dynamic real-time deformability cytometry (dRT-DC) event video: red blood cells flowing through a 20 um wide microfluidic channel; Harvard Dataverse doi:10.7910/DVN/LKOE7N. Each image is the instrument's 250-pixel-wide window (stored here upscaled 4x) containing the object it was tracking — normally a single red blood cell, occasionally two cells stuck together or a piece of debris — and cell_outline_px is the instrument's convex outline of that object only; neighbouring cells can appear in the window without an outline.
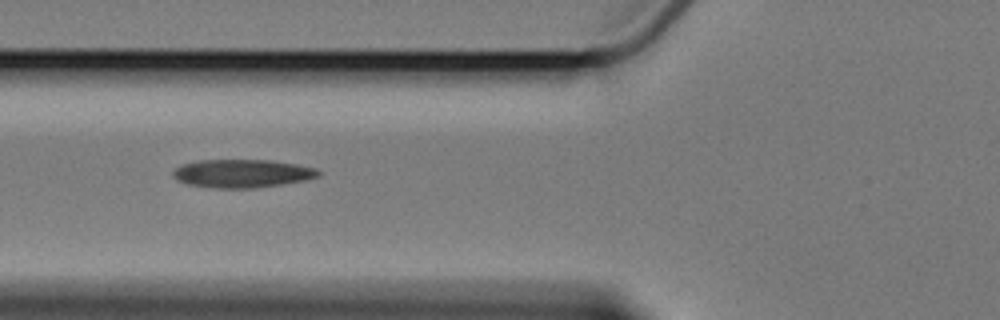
{"species": "Egyptian fruit bat (a non-hibernating species)", "species_latin": "Rousettus aegyptiacus", "temperature_condition": "cold", "stored_images_in_passage": 9, "camera_frame_rate_fps": 3000, "um_per_image_px": 0.085, "animal": {"sex": "female"}, "frame": {"image": 1, "passage_image": 4, "time_ms": 3.333, "image_size_px": [1000, 320], "cell_outline_px": [[324, 172], [320, 176], [308, 180], [256, 188], [220, 188], [188, 184], [176, 180], [172, 176], [172, 172], [180, 164], [200, 160], [272, 160], [296, 164], [316, 168]], "centroid_in_image_um": [20.63, 14.74], "position_along_channel_um": 105.2, "area_um2": 24.16}}
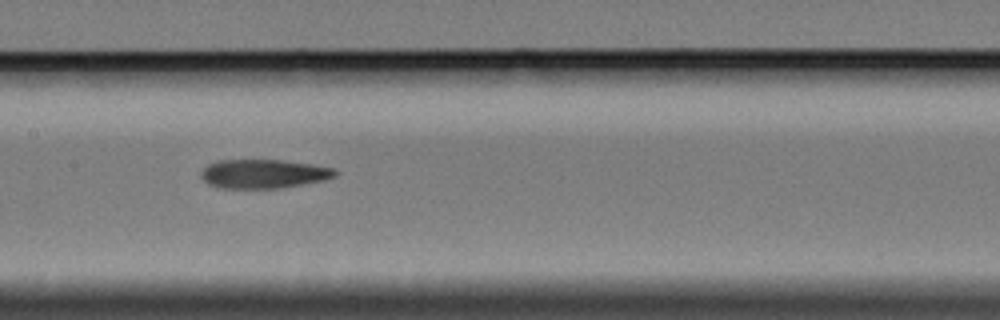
{"frame": {"image": 2, "passage_image": 6, "time_ms": 5.667, "image_size_px": [1000, 320], "cell_outline_px": [[340, 172], [336, 176], [324, 180], [280, 188], [220, 188], [208, 184], [200, 176], [200, 172], [208, 164], [216, 160], [284, 160], [312, 164], [336, 168]], "centroid_in_image_um": [22.42, 14.77], "position_along_channel_um": 185.0, "area_um2": 22.83}}
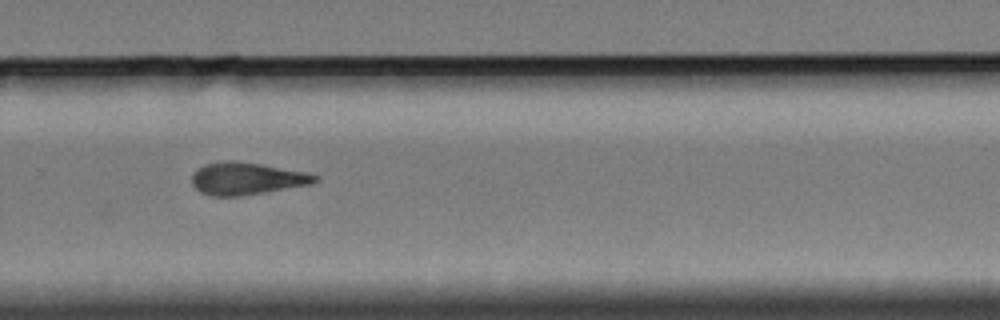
{"frame": {"image": 3, "passage_image": 9, "time_ms": 9.333, "image_size_px": [1000, 320], "cell_outline_px": [[320, 180], [308, 184], [240, 196], [212, 196], [200, 192], [192, 184], [192, 172], [196, 168], [204, 164], [224, 160], [236, 160], [264, 164], [308, 172], [320, 176]], "centroid_in_image_um": [20.94, 15.15], "position_along_channel_um": 308.9, "area_um2": 23.41}}